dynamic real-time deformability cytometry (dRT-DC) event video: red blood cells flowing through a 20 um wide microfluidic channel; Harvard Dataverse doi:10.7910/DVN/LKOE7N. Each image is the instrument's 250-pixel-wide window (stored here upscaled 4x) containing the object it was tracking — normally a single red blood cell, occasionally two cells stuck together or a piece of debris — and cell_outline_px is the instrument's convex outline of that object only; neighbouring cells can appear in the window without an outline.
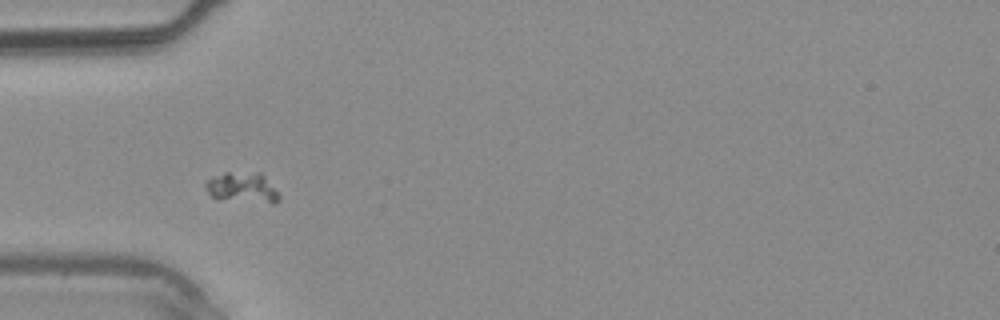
{"species": "common noctule bat (a hibernating species)", "species_latin": "Nyctalus noctula", "temperature_condition": "warm", "stored_images_in_passage": 4, "camera_frame_rate_fps": 3000, "um_per_image_px": 0.085, "animal": {"sex": "male", "body_mass_g": 20.4}, "frame": {"image": 1, "passage_image": 3, "time_ms": 2.333, "image_size_px": [1000, 320], "cell_outline_px": [[280, 200], [272, 204], [216, 200], [208, 192], [204, 184], [212, 176], [224, 172], [260, 172], [264, 176], [280, 196]], "centroid_in_image_um": [20.57, 15.97], "position_along_channel_um": 64.4, "area_um2": 13.41}}